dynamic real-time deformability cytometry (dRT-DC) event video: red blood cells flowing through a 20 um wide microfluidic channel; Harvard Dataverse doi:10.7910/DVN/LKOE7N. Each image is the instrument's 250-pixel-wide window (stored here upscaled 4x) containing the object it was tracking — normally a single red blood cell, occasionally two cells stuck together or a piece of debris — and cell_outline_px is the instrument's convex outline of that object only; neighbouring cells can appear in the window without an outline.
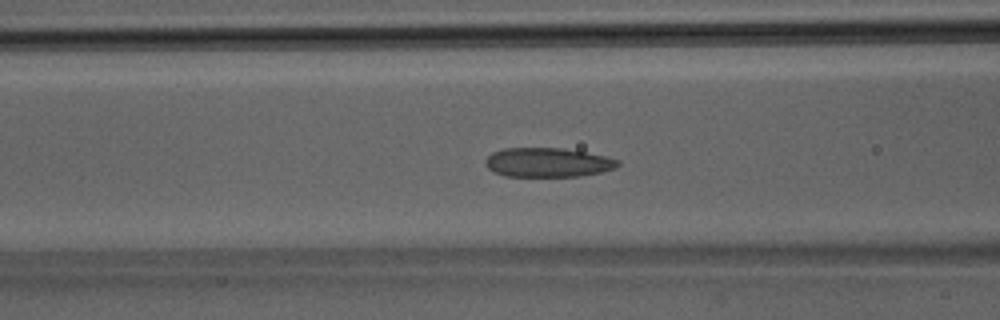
{"species": "Egyptian fruit bat (a non-hibernating species)", "species_latin": "Rousettus aegyptiacus", "temperature_condition": "room temperature", "stored_images_in_passage": 38, "camera_frame_rate_fps": 3000, "um_per_image_px": 0.085, "animal": {"sex": "male"}, "frame": {"image": 1, "passage_image": 15, "time_ms": 4.667, "image_size_px": [1000, 320], "cell_outline_px": [[620, 164], [616, 168], [600, 172], [580, 176], [504, 176], [488, 168], [484, 164], [484, 160], [492, 152], [504, 148], [564, 148], [604, 156], [620, 160]], "centroid_in_image_um": [46.55, 13.8], "position_along_channel_um": 120.1, "area_um2": 22.54}}
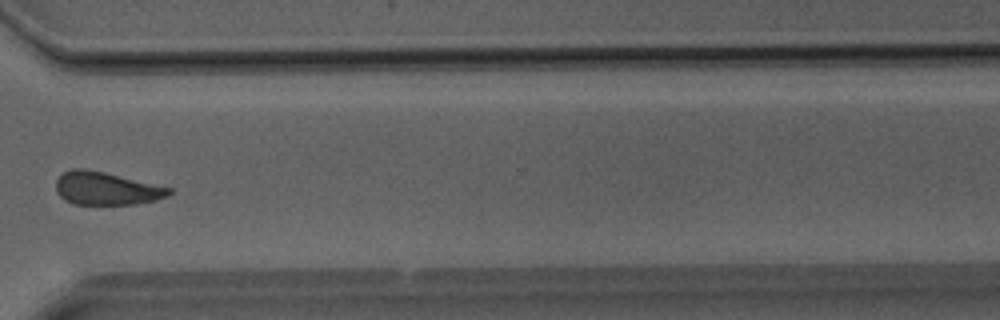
{"frame": {"image": 2, "passage_image": 29, "time_ms": 9.333, "image_size_px": [1000, 320], "cell_outline_px": [[172, 192], [168, 196], [156, 200], [136, 204], [72, 204], [64, 200], [56, 192], [56, 180], [64, 172], [72, 168], [84, 168], [104, 172], [172, 188]], "centroid_in_image_um": [9.02, 16.02], "position_along_channel_um": 361.6, "area_um2": 21.73}}
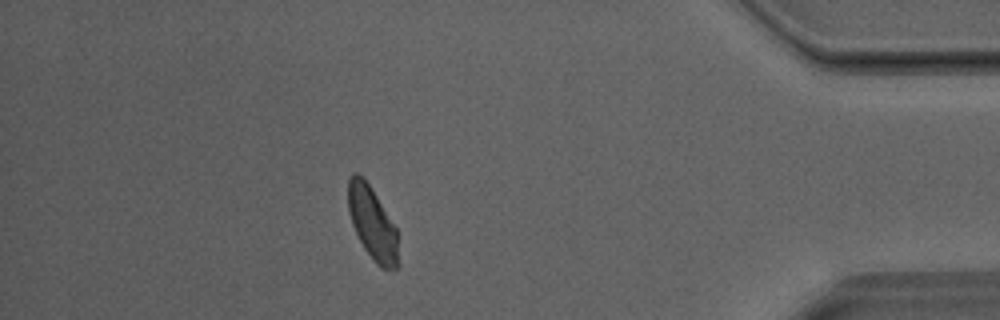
{"frame": {"image": 3, "passage_image": 34, "time_ms": 11.0, "image_size_px": [1000, 320], "cell_outline_px": [[400, 264], [396, 268], [380, 268], [372, 260], [364, 248], [352, 224], [348, 212], [348, 180], [352, 172], [356, 172], [368, 184], [376, 196], [396, 228]], "centroid_in_image_um": [31.65, 19.02], "position_along_channel_um": 403.5, "area_um2": 21.15}}